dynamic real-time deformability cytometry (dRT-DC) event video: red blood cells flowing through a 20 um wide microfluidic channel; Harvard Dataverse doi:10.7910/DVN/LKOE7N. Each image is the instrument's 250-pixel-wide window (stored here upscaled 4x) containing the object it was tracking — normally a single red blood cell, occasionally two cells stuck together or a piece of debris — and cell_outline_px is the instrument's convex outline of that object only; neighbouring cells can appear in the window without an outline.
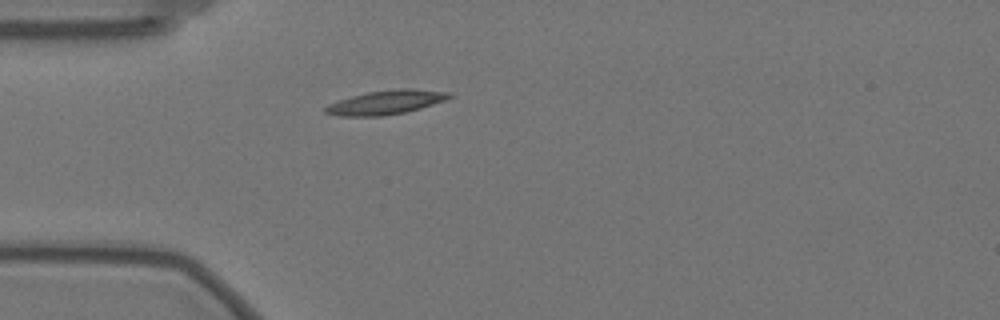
{"species": "Egyptian fruit bat (a non-hibernating species)", "species_latin": "Rousettus aegyptiacus", "temperature_condition": "warm", "stored_images_in_passage": 42, "camera_frame_rate_fps": 3000, "um_per_image_px": 0.085, "animal": {"sex": "female"}, "frame": {"image": 1, "passage_image": 1, "time_ms": 0.0, "image_size_px": [1000, 320], "cell_outline_px": [[452, 96], [444, 100], [420, 108], [404, 112], [384, 116], [340, 116], [324, 112], [324, 108], [328, 104], [352, 96], [368, 92], [400, 88], [408, 88], [452, 92]], "centroid_in_image_um": [32.8, 8.69], "position_along_channel_um": 52.2, "area_um2": 17.17}}
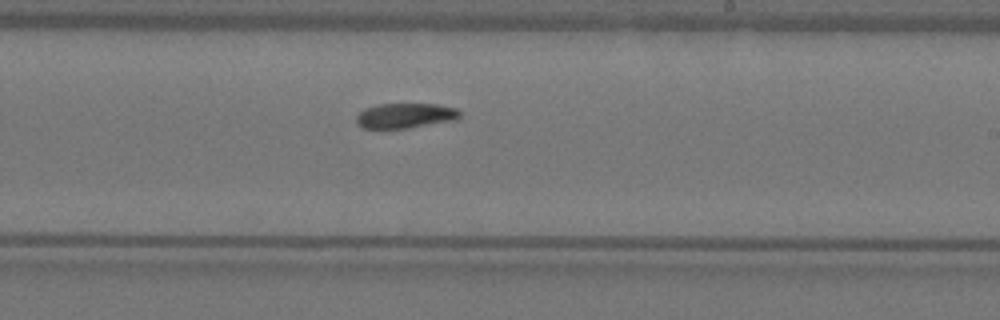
{"frame": {"image": 2, "passage_image": 19, "time_ms": 6.0, "image_size_px": [1000, 320], "cell_outline_px": [[460, 116], [456, 120], [408, 128], [364, 128], [356, 120], [356, 116], [364, 108], [376, 104], [436, 104], [456, 108], [460, 112]], "centroid_in_image_um": [34.46, 9.82], "position_along_channel_um": 254.5, "area_um2": 15.03}}
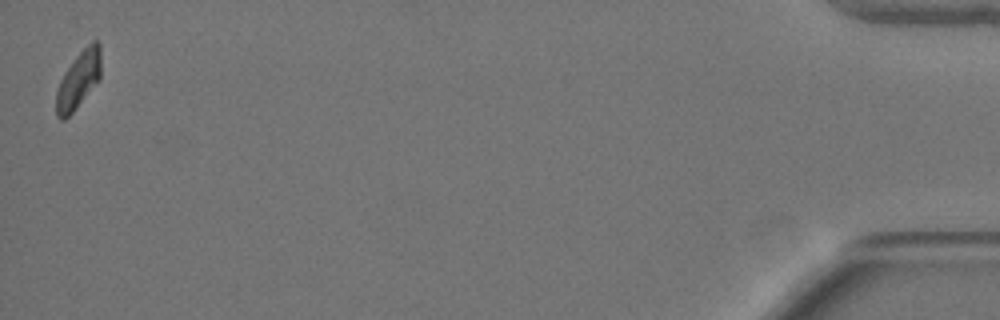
{"frame": {"image": 3, "passage_image": 42, "time_ms": 13.667, "image_size_px": [1000, 320], "cell_outline_px": [[100, 80], [72, 112], [64, 120], [60, 120], [56, 116], [56, 92], [60, 80], [64, 72], [76, 56], [92, 40], [96, 40], [100, 44]], "centroid_in_image_um": [6.67, 6.79], "position_along_channel_um": 428.5, "area_um2": 14.85}}